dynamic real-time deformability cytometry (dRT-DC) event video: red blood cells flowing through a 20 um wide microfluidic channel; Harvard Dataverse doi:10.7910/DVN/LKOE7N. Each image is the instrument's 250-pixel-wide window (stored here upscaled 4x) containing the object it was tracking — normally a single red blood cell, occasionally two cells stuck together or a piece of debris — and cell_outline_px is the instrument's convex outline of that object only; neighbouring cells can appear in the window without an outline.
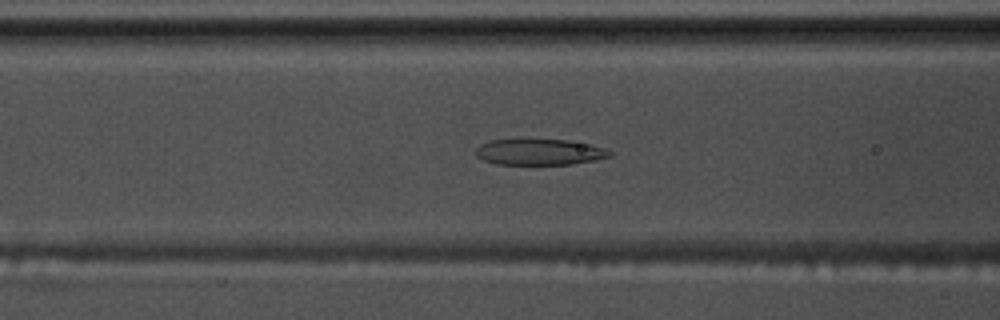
{"species": "common noctule bat (a hibernating species)", "species_latin": "Nyctalus noctula", "temperature_condition": "warm", "stored_images_in_passage": 56, "camera_frame_rate_fps": 3000, "um_per_image_px": 0.085, "animal": {"sex": "male", "body_mass_g": 17.5, "forearm_length_mm": 52.3}, "frame": {"image": 1, "passage_image": 23, "time_ms": 7.333, "image_size_px": [1000, 320], "cell_outline_px": [[612, 156], [596, 160], [572, 164], [496, 164], [484, 160], [476, 156], [476, 148], [480, 144], [492, 140], [568, 140], [588, 144], [604, 148], [612, 152]], "centroid_in_image_um": [45.87, 12.93], "position_along_channel_um": 120.7, "area_um2": 20.11}}
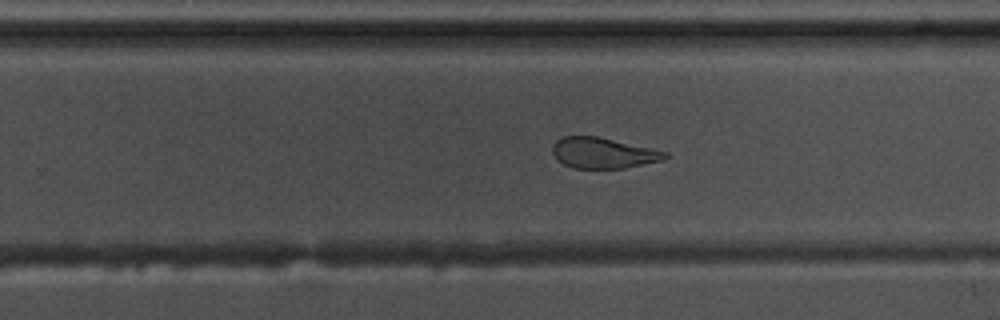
{"frame": {"image": 2, "passage_image": 36, "time_ms": 11.667, "image_size_px": [1000, 320], "cell_outline_px": [[668, 156], [664, 160], [624, 168], [572, 168], [564, 164], [552, 152], [552, 144], [556, 140], [564, 136], [596, 136], [652, 148], [668, 152]], "centroid_in_image_um": [51.28, 13.0], "position_along_channel_um": 278.5, "area_um2": 20.06}}
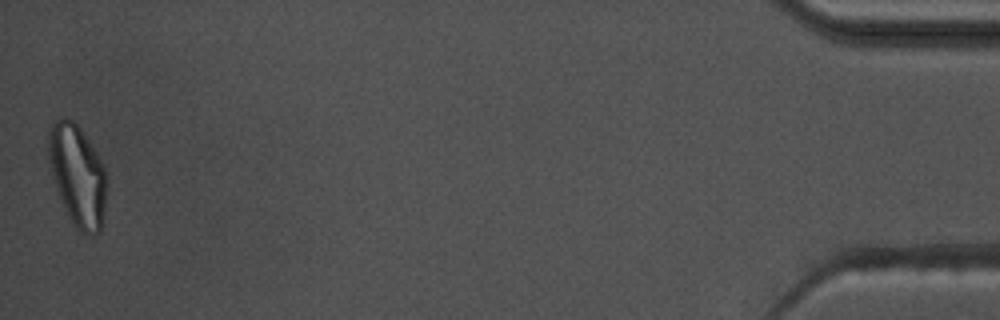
{"frame": {"image": 3, "passage_image": 56, "time_ms": 18.333, "image_size_px": [1000, 320], "cell_outline_px": [[104, 208], [100, 232], [92, 236], [88, 236], [80, 232], [72, 224], [68, 216], [56, 188], [48, 156], [48, 128], [60, 116], [64, 116], [72, 120], [80, 128], [104, 164]], "centroid_in_image_um": [6.56, 14.9], "position_along_channel_um": 428.6, "area_um2": 33.99}, "authors_computed_cell_mechanics": {"area_um2": 24.8251, "velocity_mm_per_s": 3.6497, "shape_relaxation_time_tau1_ms": 9.0072, "shape_relaxation_time_tau2_ms": 0.9295, "deformation_change_tau1": 0.2573, "deformation_change_tau2": 0.0909}}